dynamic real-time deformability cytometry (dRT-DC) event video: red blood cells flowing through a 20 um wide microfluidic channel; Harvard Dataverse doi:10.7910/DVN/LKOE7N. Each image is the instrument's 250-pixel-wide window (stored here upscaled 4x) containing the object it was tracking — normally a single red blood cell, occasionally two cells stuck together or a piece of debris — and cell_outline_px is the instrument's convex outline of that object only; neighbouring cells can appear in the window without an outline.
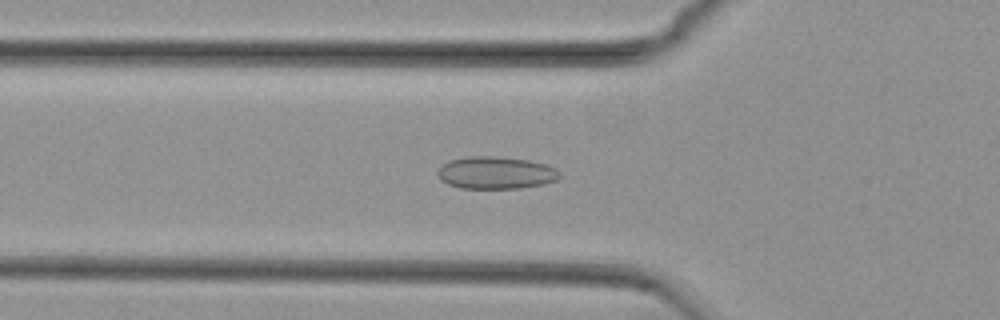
{"species": "common noctule bat (a hibernating species)", "species_latin": "Nyctalus noctula", "temperature_condition": "cold", "stored_images_in_passage": 52, "camera_frame_rate_fps": 3000, "um_per_image_px": 0.085, "animal": {"sex": "female", "body_mass_g": 29.2, "forearm_length_mm": 56.3}, "frame": {"image": 1, "passage_image": 16, "time_ms": 5.0, "image_size_px": [1000, 320], "cell_outline_px": [[560, 176], [556, 180], [544, 184], [520, 188], [460, 188], [448, 184], [440, 180], [436, 172], [448, 160], [468, 156], [492, 156], [528, 160], [544, 164], [556, 168], [560, 172]], "centroid_in_image_um": [42.13, 14.68], "position_along_channel_um": 83.7, "area_um2": 23.0}}
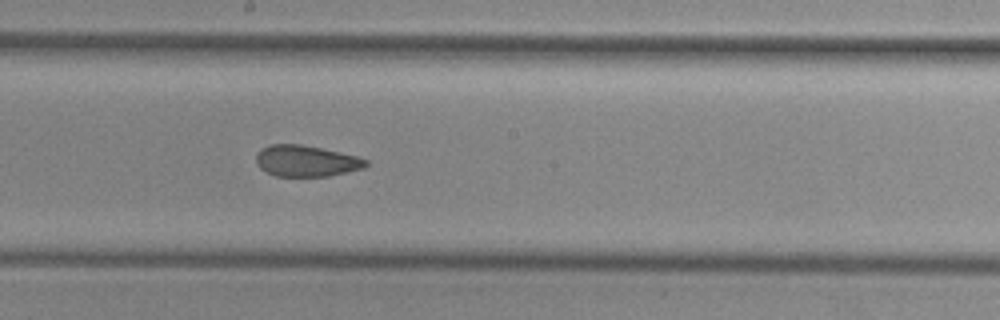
{"frame": {"image": 2, "passage_image": 27, "time_ms": 8.667, "image_size_px": [1000, 320], "cell_outline_px": [[368, 164], [364, 168], [328, 176], [276, 176], [260, 168], [256, 164], [256, 152], [260, 148], [272, 144], [300, 144], [340, 152], [356, 156], [368, 160]], "centroid_in_image_um": [26.0, 13.67], "position_along_channel_um": 222.2, "area_um2": 19.94}}
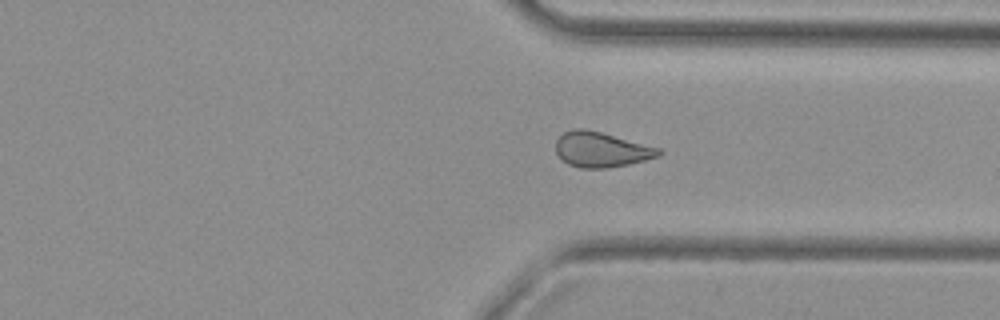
{"frame": {"image": 3, "passage_image": 38, "time_ms": 12.333, "image_size_px": [1000, 320], "cell_outline_px": [[664, 152], [660, 156], [628, 164], [608, 168], [580, 168], [568, 164], [556, 152], [556, 140], [564, 132], [576, 128], [584, 128], [600, 132], [660, 148]], "centroid_in_image_um": [51.12, 12.72], "position_along_channel_um": 360.3, "area_um2": 20.92}, "authors_computed_cell_mechanics": {"area_um2": 21.7039, "velocity_mm_per_s": 3.7619, "shape_relaxation_time_tau1_ms": null, "shape_relaxation_time_tau2_ms": 1.5113, "deformation_change_tau1": null, "deformation_change_tau2": 0.084}}